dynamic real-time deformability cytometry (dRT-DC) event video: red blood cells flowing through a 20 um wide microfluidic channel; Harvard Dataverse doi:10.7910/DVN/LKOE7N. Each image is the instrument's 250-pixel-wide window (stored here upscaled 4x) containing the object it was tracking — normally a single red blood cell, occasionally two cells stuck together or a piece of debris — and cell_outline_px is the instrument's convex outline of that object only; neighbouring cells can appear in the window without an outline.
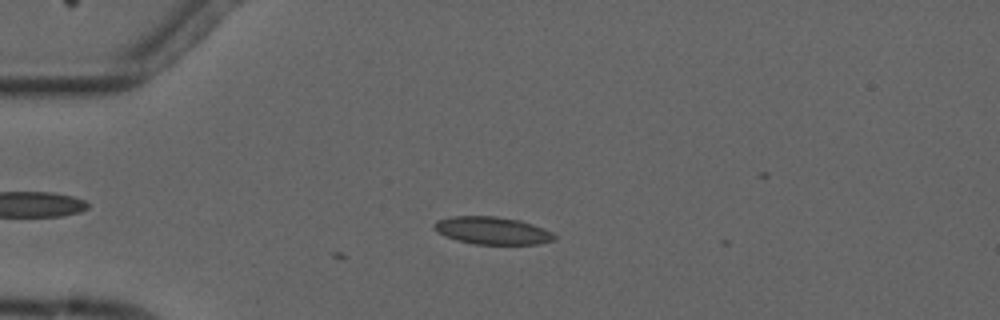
{"species": "common noctule bat (a hibernating species)", "species_latin": "Nyctalus noctula", "temperature_condition": "cold", "stored_images_in_passage": 5, "camera_frame_rate_fps": 3000, "um_per_image_px": 0.085, "animal": {"sex": "male", "forearm_length_mm": 52.5}, "frame": {"image": 1, "passage_image": 3, "time_ms": 3.333, "image_size_px": [1000, 320], "cell_outline_px": [[556, 240], [536, 244], [476, 244], [456, 240], [436, 232], [432, 228], [432, 224], [436, 220], [452, 216], [496, 216], [520, 220], [544, 228], [552, 232], [556, 236]], "centroid_in_image_um": [41.82, 19.59], "position_along_channel_um": 43.2, "area_um2": 19.48}}